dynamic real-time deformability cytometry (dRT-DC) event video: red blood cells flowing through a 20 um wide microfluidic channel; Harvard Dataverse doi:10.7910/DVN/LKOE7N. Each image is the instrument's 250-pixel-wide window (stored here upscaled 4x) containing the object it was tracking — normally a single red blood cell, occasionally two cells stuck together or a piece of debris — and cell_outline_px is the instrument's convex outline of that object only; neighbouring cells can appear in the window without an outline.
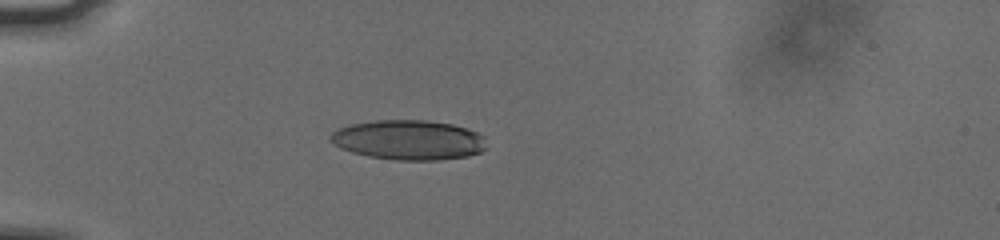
{"species": "human", "species_latin": "Homo sapiens", "temperature_condition": "cold", "stored_images_in_passage": 40, "camera_frame_rate_fps": 3000, "um_per_image_px": 0.085, "donor": {"sex": "male"}, "frame": {"image": 1, "passage_image": 1, "time_ms": 0.0, "image_size_px": [1000, 240], "cell_outline_px": [[484, 148], [480, 152], [468, 156], [440, 160], [396, 160], [368, 156], [352, 152], [340, 148], [328, 140], [328, 136], [332, 132], [340, 128], [352, 124], [376, 120], [428, 120], [452, 124], [468, 128], [484, 136]], "centroid_in_image_um": [34.71, 11.89], "position_along_channel_um": 50.3, "area_um2": 36.24}}
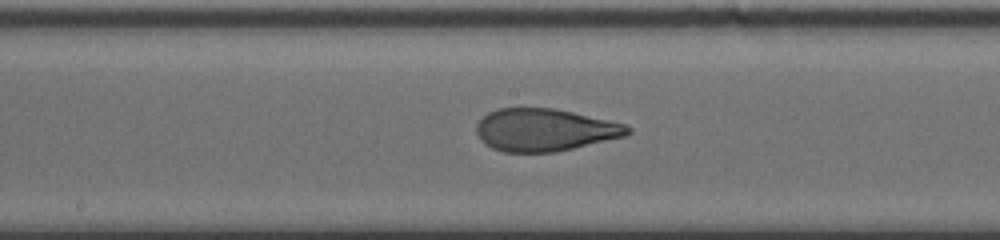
{"frame": {"image": 2, "passage_image": 15, "time_ms": 4.667, "image_size_px": [1000, 240], "cell_outline_px": [[632, 132], [624, 136], [556, 152], [504, 152], [492, 148], [484, 144], [480, 140], [476, 132], [476, 124], [488, 112], [500, 108], [552, 108], [572, 112], [624, 124], [632, 128]], "centroid_in_image_um": [46.26, 11.05], "position_along_channel_um": 201.9, "area_um2": 37.22}}
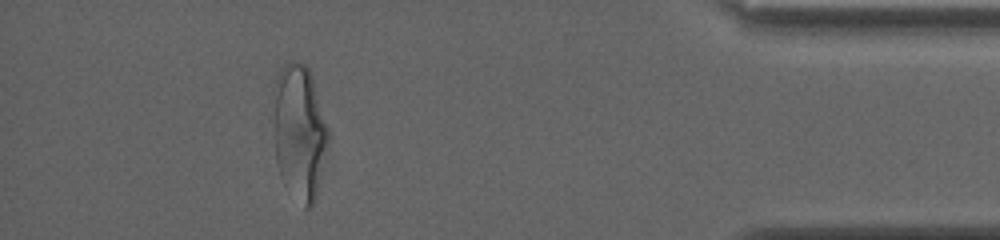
{"frame": {"image": 3, "passage_image": 35, "time_ms": 11.333, "image_size_px": [1000, 240], "cell_outline_px": [[328, 136], [316, 196], [312, 204], [308, 208], [304, 208], [276, 160], [276, 76], [280, 68], [284, 64], [292, 60], [304, 64], [308, 68], [312, 76], [328, 128]], "centroid_in_image_um": [25.49, 11.09], "position_along_channel_um": 409.7, "area_um2": 40.63}, "authors_computed_cell_mechanics": {"area_um2": 38.3214, "velocity_mm_per_s": 3.7667, "shape_relaxation_time_tau1_ms": 4.1781, "shape_relaxation_time_tau2_ms": 1.0146, "deformation_change_tau1": 0.1892, "deformation_change_tau2": 0.0804}}